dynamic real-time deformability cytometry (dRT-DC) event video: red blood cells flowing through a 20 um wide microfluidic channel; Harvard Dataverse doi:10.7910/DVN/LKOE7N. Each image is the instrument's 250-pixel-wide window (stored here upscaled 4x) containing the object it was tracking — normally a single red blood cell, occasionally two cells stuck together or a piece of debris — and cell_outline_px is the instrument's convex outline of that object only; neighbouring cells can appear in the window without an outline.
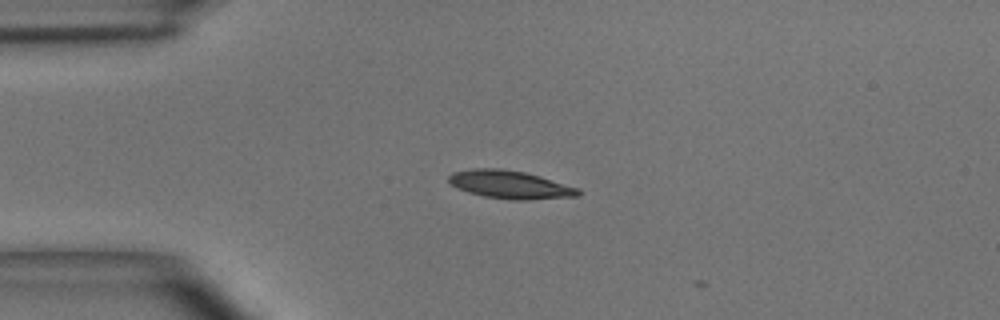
{"species": "common noctule bat (a hibernating species)", "species_latin": "Nyctalus noctula", "temperature_condition": "room temperature", "stored_images_in_passage": 4, "camera_frame_rate_fps": 3000, "um_per_image_px": 0.085, "animal": {"sex": "male", "body_mass_g": 15.6}, "frame": {"image": 1, "passage_image": 2, "time_ms": 0.333, "image_size_px": [1000, 320], "cell_outline_px": [[580, 196], [528, 200], [512, 200], [484, 196], [468, 192], [456, 188], [448, 180], [448, 176], [452, 172], [472, 168], [500, 168], [524, 172], [540, 176], [580, 188]], "centroid_in_image_um": [43.36, 15.69], "position_along_channel_um": 41.6, "area_um2": 21.33}}